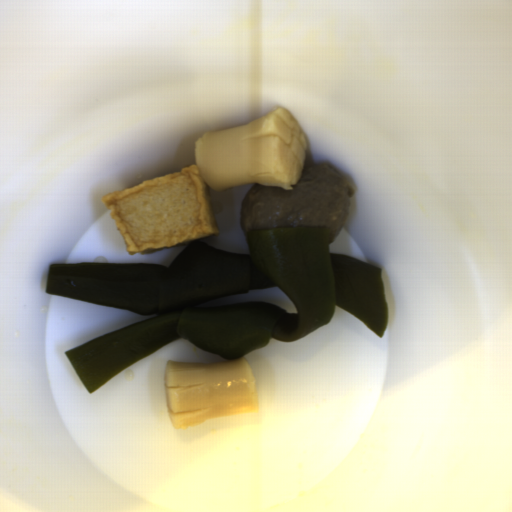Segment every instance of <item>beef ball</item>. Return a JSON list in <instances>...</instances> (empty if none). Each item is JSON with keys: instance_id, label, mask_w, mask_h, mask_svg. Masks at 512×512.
Returning <instances> with one entry per match:
<instances>
[{"instance_id": "beef-ball-1", "label": "beef ball", "mask_w": 512, "mask_h": 512, "mask_svg": "<svg viewBox=\"0 0 512 512\" xmlns=\"http://www.w3.org/2000/svg\"><path fill=\"white\" fill-rule=\"evenodd\" d=\"M354 188L328 163L303 168L296 185L286 190L254 184L243 198L239 223L244 237L262 229L326 227L328 244L341 231Z\"/></svg>"}]
</instances>
